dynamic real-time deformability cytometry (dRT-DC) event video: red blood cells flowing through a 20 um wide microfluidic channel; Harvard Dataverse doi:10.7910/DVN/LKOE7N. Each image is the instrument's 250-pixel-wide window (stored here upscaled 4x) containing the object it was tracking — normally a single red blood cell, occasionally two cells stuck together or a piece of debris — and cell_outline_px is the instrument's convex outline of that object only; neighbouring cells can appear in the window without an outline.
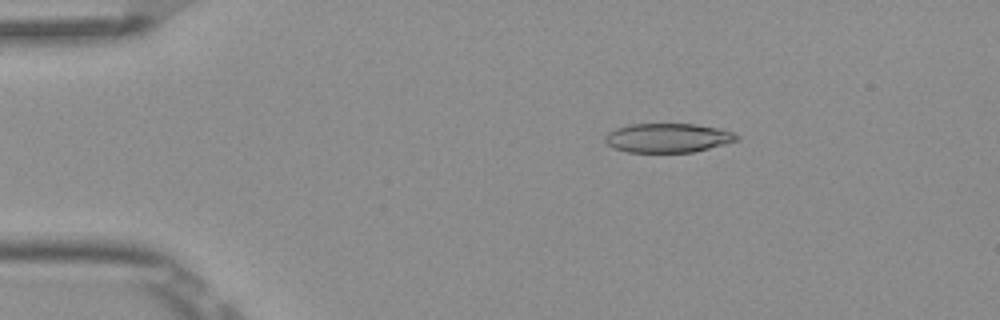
{"species": "Egyptian fruit bat (a non-hibernating species)", "species_latin": "Rousettus aegyptiacus", "temperature_condition": "room temperature", "stored_images_in_passage": 4, "camera_frame_rate_fps": 3000, "um_per_image_px": 0.085, "frame": {"image": 1, "passage_image": 3, "time_ms": 0.667, "image_size_px": [1000, 320], "cell_outline_px": [[740, 140], [692, 152], [628, 152], [616, 148], [608, 144], [604, 140], [604, 136], [608, 132], [616, 128], [628, 124], [696, 124], [720, 128], [732, 132], [740, 136]], "centroid_in_image_um": [56.78, 11.71], "position_along_channel_um": 28.2, "area_um2": 22.37}}